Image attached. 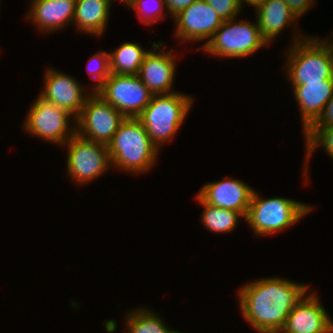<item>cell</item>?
Masks as SVG:
<instances>
[{
	"label": "cell",
	"mask_w": 333,
	"mask_h": 333,
	"mask_svg": "<svg viewBox=\"0 0 333 333\" xmlns=\"http://www.w3.org/2000/svg\"><path fill=\"white\" fill-rule=\"evenodd\" d=\"M151 46L138 76L153 95L173 93L176 91L173 89L177 67L176 51L173 48L164 49V42H153Z\"/></svg>",
	"instance_id": "7c38bea8"
},
{
	"label": "cell",
	"mask_w": 333,
	"mask_h": 333,
	"mask_svg": "<svg viewBox=\"0 0 333 333\" xmlns=\"http://www.w3.org/2000/svg\"><path fill=\"white\" fill-rule=\"evenodd\" d=\"M223 21L237 18L241 14L239 0H205Z\"/></svg>",
	"instance_id": "484cf974"
},
{
	"label": "cell",
	"mask_w": 333,
	"mask_h": 333,
	"mask_svg": "<svg viewBox=\"0 0 333 333\" xmlns=\"http://www.w3.org/2000/svg\"><path fill=\"white\" fill-rule=\"evenodd\" d=\"M254 189L243 180L223 178L204 184L197 195L215 207L240 212L244 218L248 212Z\"/></svg>",
	"instance_id": "9a60e30c"
},
{
	"label": "cell",
	"mask_w": 333,
	"mask_h": 333,
	"mask_svg": "<svg viewBox=\"0 0 333 333\" xmlns=\"http://www.w3.org/2000/svg\"><path fill=\"white\" fill-rule=\"evenodd\" d=\"M44 72V86L39 95L76 118L93 92L85 90L84 85L64 71L49 67Z\"/></svg>",
	"instance_id": "4fadbf2b"
},
{
	"label": "cell",
	"mask_w": 333,
	"mask_h": 333,
	"mask_svg": "<svg viewBox=\"0 0 333 333\" xmlns=\"http://www.w3.org/2000/svg\"><path fill=\"white\" fill-rule=\"evenodd\" d=\"M165 6L170 18L172 19L181 10L191 5L196 0H164Z\"/></svg>",
	"instance_id": "f1b7e54d"
},
{
	"label": "cell",
	"mask_w": 333,
	"mask_h": 333,
	"mask_svg": "<svg viewBox=\"0 0 333 333\" xmlns=\"http://www.w3.org/2000/svg\"><path fill=\"white\" fill-rule=\"evenodd\" d=\"M303 133V138L305 139V164H304V181H308L309 178V159L313 152L318 147H322L323 150L327 153L330 159L333 160V126L324 127V128H307Z\"/></svg>",
	"instance_id": "603a6c76"
},
{
	"label": "cell",
	"mask_w": 333,
	"mask_h": 333,
	"mask_svg": "<svg viewBox=\"0 0 333 333\" xmlns=\"http://www.w3.org/2000/svg\"><path fill=\"white\" fill-rule=\"evenodd\" d=\"M34 100L23 121V131L51 144L64 146L76 133V118L39 94Z\"/></svg>",
	"instance_id": "52a82bcc"
},
{
	"label": "cell",
	"mask_w": 333,
	"mask_h": 333,
	"mask_svg": "<svg viewBox=\"0 0 333 333\" xmlns=\"http://www.w3.org/2000/svg\"><path fill=\"white\" fill-rule=\"evenodd\" d=\"M25 16L37 30L54 33L72 25L76 0H31Z\"/></svg>",
	"instance_id": "2e32d148"
},
{
	"label": "cell",
	"mask_w": 333,
	"mask_h": 333,
	"mask_svg": "<svg viewBox=\"0 0 333 333\" xmlns=\"http://www.w3.org/2000/svg\"><path fill=\"white\" fill-rule=\"evenodd\" d=\"M298 31L292 32L296 34L285 51L284 69L291 86L333 78V47L324 38Z\"/></svg>",
	"instance_id": "7a4b0ae2"
},
{
	"label": "cell",
	"mask_w": 333,
	"mask_h": 333,
	"mask_svg": "<svg viewBox=\"0 0 333 333\" xmlns=\"http://www.w3.org/2000/svg\"><path fill=\"white\" fill-rule=\"evenodd\" d=\"M292 90L298 103L304 132L317 119L332 97L333 78L296 85Z\"/></svg>",
	"instance_id": "e0dca14e"
},
{
	"label": "cell",
	"mask_w": 333,
	"mask_h": 333,
	"mask_svg": "<svg viewBox=\"0 0 333 333\" xmlns=\"http://www.w3.org/2000/svg\"><path fill=\"white\" fill-rule=\"evenodd\" d=\"M273 333H285V332H283V331L281 330V331H277V332H273Z\"/></svg>",
	"instance_id": "1f68e13d"
},
{
	"label": "cell",
	"mask_w": 333,
	"mask_h": 333,
	"mask_svg": "<svg viewBox=\"0 0 333 333\" xmlns=\"http://www.w3.org/2000/svg\"><path fill=\"white\" fill-rule=\"evenodd\" d=\"M194 97L179 92L153 95L150 103L137 117L158 149L172 140L185 122Z\"/></svg>",
	"instance_id": "277c9868"
},
{
	"label": "cell",
	"mask_w": 333,
	"mask_h": 333,
	"mask_svg": "<svg viewBox=\"0 0 333 333\" xmlns=\"http://www.w3.org/2000/svg\"><path fill=\"white\" fill-rule=\"evenodd\" d=\"M131 309L125 314L124 333H178L179 330L168 327L164 318L159 313L153 312L147 307Z\"/></svg>",
	"instance_id": "44dd1931"
},
{
	"label": "cell",
	"mask_w": 333,
	"mask_h": 333,
	"mask_svg": "<svg viewBox=\"0 0 333 333\" xmlns=\"http://www.w3.org/2000/svg\"><path fill=\"white\" fill-rule=\"evenodd\" d=\"M333 126V95L327 101L317 119L308 128H324Z\"/></svg>",
	"instance_id": "4316f807"
},
{
	"label": "cell",
	"mask_w": 333,
	"mask_h": 333,
	"mask_svg": "<svg viewBox=\"0 0 333 333\" xmlns=\"http://www.w3.org/2000/svg\"><path fill=\"white\" fill-rule=\"evenodd\" d=\"M125 118L93 92L76 117V134L87 140L107 145Z\"/></svg>",
	"instance_id": "30bf717a"
},
{
	"label": "cell",
	"mask_w": 333,
	"mask_h": 333,
	"mask_svg": "<svg viewBox=\"0 0 333 333\" xmlns=\"http://www.w3.org/2000/svg\"><path fill=\"white\" fill-rule=\"evenodd\" d=\"M293 13L299 18L304 13H307L312 6L316 4L317 0H284ZM310 8V9H309Z\"/></svg>",
	"instance_id": "83f0119b"
},
{
	"label": "cell",
	"mask_w": 333,
	"mask_h": 333,
	"mask_svg": "<svg viewBox=\"0 0 333 333\" xmlns=\"http://www.w3.org/2000/svg\"><path fill=\"white\" fill-rule=\"evenodd\" d=\"M195 200L202 206L201 222L204 227L210 232L215 233H230L236 229L241 218L244 216L233 210L215 207L205 203L197 194Z\"/></svg>",
	"instance_id": "7402d4cb"
},
{
	"label": "cell",
	"mask_w": 333,
	"mask_h": 333,
	"mask_svg": "<svg viewBox=\"0 0 333 333\" xmlns=\"http://www.w3.org/2000/svg\"><path fill=\"white\" fill-rule=\"evenodd\" d=\"M332 35H333V32H332ZM332 35L329 38L326 37L324 39L333 47V38H332L333 36Z\"/></svg>",
	"instance_id": "4dcf8cb0"
},
{
	"label": "cell",
	"mask_w": 333,
	"mask_h": 333,
	"mask_svg": "<svg viewBox=\"0 0 333 333\" xmlns=\"http://www.w3.org/2000/svg\"><path fill=\"white\" fill-rule=\"evenodd\" d=\"M87 72L90 78L94 79L96 83L90 88L95 92L111 75L110 72V54L107 51L99 50L88 59Z\"/></svg>",
	"instance_id": "d4e9b609"
},
{
	"label": "cell",
	"mask_w": 333,
	"mask_h": 333,
	"mask_svg": "<svg viewBox=\"0 0 333 333\" xmlns=\"http://www.w3.org/2000/svg\"><path fill=\"white\" fill-rule=\"evenodd\" d=\"M65 145L67 175L77 185L84 186L112 168L106 144L87 140L75 133L63 147Z\"/></svg>",
	"instance_id": "ba28073f"
},
{
	"label": "cell",
	"mask_w": 333,
	"mask_h": 333,
	"mask_svg": "<svg viewBox=\"0 0 333 333\" xmlns=\"http://www.w3.org/2000/svg\"><path fill=\"white\" fill-rule=\"evenodd\" d=\"M264 1L265 0H239V3L242 9H244L243 7L245 6V3H247L246 5H249L254 9L257 8L259 5H261Z\"/></svg>",
	"instance_id": "f546056e"
},
{
	"label": "cell",
	"mask_w": 333,
	"mask_h": 333,
	"mask_svg": "<svg viewBox=\"0 0 333 333\" xmlns=\"http://www.w3.org/2000/svg\"><path fill=\"white\" fill-rule=\"evenodd\" d=\"M95 93L126 118H137L153 96L138 75L112 73Z\"/></svg>",
	"instance_id": "9c48e42d"
},
{
	"label": "cell",
	"mask_w": 333,
	"mask_h": 333,
	"mask_svg": "<svg viewBox=\"0 0 333 333\" xmlns=\"http://www.w3.org/2000/svg\"><path fill=\"white\" fill-rule=\"evenodd\" d=\"M107 147L111 166L127 174L147 173L158 161L159 149L138 118H125Z\"/></svg>",
	"instance_id": "3957f363"
},
{
	"label": "cell",
	"mask_w": 333,
	"mask_h": 333,
	"mask_svg": "<svg viewBox=\"0 0 333 333\" xmlns=\"http://www.w3.org/2000/svg\"><path fill=\"white\" fill-rule=\"evenodd\" d=\"M254 11L260 34L268 45L281 35L285 27L298 26L299 18L284 0H265Z\"/></svg>",
	"instance_id": "ac0fdd59"
},
{
	"label": "cell",
	"mask_w": 333,
	"mask_h": 333,
	"mask_svg": "<svg viewBox=\"0 0 333 333\" xmlns=\"http://www.w3.org/2000/svg\"><path fill=\"white\" fill-rule=\"evenodd\" d=\"M172 19L176 26L174 39L181 43L204 41L197 51L206 45L224 22L205 0H196Z\"/></svg>",
	"instance_id": "8fae6325"
},
{
	"label": "cell",
	"mask_w": 333,
	"mask_h": 333,
	"mask_svg": "<svg viewBox=\"0 0 333 333\" xmlns=\"http://www.w3.org/2000/svg\"><path fill=\"white\" fill-rule=\"evenodd\" d=\"M111 4L112 0H76L72 24L80 33L101 37L107 29Z\"/></svg>",
	"instance_id": "d6986e66"
},
{
	"label": "cell",
	"mask_w": 333,
	"mask_h": 333,
	"mask_svg": "<svg viewBox=\"0 0 333 333\" xmlns=\"http://www.w3.org/2000/svg\"><path fill=\"white\" fill-rule=\"evenodd\" d=\"M314 207L284 197L263 198L254 189L244 218L256 236H269L296 225Z\"/></svg>",
	"instance_id": "5b68a950"
},
{
	"label": "cell",
	"mask_w": 333,
	"mask_h": 333,
	"mask_svg": "<svg viewBox=\"0 0 333 333\" xmlns=\"http://www.w3.org/2000/svg\"><path fill=\"white\" fill-rule=\"evenodd\" d=\"M309 284L277 276L245 283L238 289L241 314L257 333L281 331L294 306L309 291Z\"/></svg>",
	"instance_id": "6da1fadb"
},
{
	"label": "cell",
	"mask_w": 333,
	"mask_h": 333,
	"mask_svg": "<svg viewBox=\"0 0 333 333\" xmlns=\"http://www.w3.org/2000/svg\"><path fill=\"white\" fill-rule=\"evenodd\" d=\"M128 8L135 11L139 21L147 26L163 21L164 16L168 15L164 0H134Z\"/></svg>",
	"instance_id": "cb8c5ba5"
},
{
	"label": "cell",
	"mask_w": 333,
	"mask_h": 333,
	"mask_svg": "<svg viewBox=\"0 0 333 333\" xmlns=\"http://www.w3.org/2000/svg\"><path fill=\"white\" fill-rule=\"evenodd\" d=\"M268 43L262 38L259 26L237 18L224 21L213 37L201 49L215 57L244 58L253 55Z\"/></svg>",
	"instance_id": "8992f818"
},
{
	"label": "cell",
	"mask_w": 333,
	"mask_h": 333,
	"mask_svg": "<svg viewBox=\"0 0 333 333\" xmlns=\"http://www.w3.org/2000/svg\"><path fill=\"white\" fill-rule=\"evenodd\" d=\"M137 42H124L110 54V72L112 74L138 75L146 53Z\"/></svg>",
	"instance_id": "ffe728a7"
},
{
	"label": "cell",
	"mask_w": 333,
	"mask_h": 333,
	"mask_svg": "<svg viewBox=\"0 0 333 333\" xmlns=\"http://www.w3.org/2000/svg\"><path fill=\"white\" fill-rule=\"evenodd\" d=\"M294 306L287 316L285 333H333V319L320 303L318 293L308 294Z\"/></svg>",
	"instance_id": "5bb4252c"
}]
</instances>
